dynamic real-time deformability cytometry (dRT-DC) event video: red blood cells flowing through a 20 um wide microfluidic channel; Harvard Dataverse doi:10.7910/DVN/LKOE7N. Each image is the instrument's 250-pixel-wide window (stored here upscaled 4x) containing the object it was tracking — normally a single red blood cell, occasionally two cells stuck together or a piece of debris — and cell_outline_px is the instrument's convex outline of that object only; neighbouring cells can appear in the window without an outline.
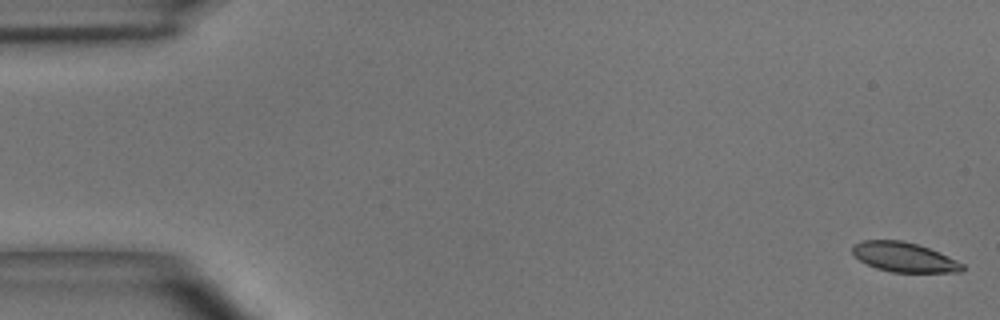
{"species": "common noctule bat (a hibernating species)", "species_latin": "Nyctalus noctula", "temperature_condition": "room temperature", "stored_images_in_passage": 49, "camera_frame_rate_fps": 3000, "um_per_image_px": 0.085, "animal": {"sex": "male", "body_mass_g": 15.6}, "frame": {"image": 1, "passage_image": 1, "time_ms": 0.0, "image_size_px": [1000, 320], "cell_outline_px": [[964, 268], [960, 272], [892, 272], [876, 268], [860, 260], [852, 252], [852, 248], [860, 240], [904, 240], [928, 248], [956, 260], [964, 264]], "centroid_in_image_um": [76.84, 21.85], "position_along_channel_um": 8.2, "area_um2": 18.73}}
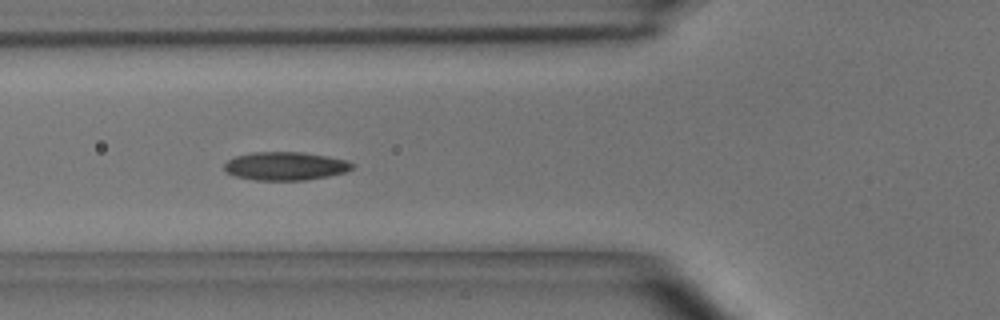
{"frame": {"image": 2, "passage_image": 18, "time_ms": 5.667, "image_size_px": [1000, 320], "cell_outline_px": [[356, 164], [352, 168], [344, 172], [328, 176], [304, 180], [256, 180], [236, 176], [224, 172], [224, 164], [228, 160], [236, 156], [252, 152], [304, 152], [328, 156], [348, 160]], "centroid_in_image_um": [24.26, 14.11], "position_along_channel_um": 101.5, "area_um2": 21.21}}
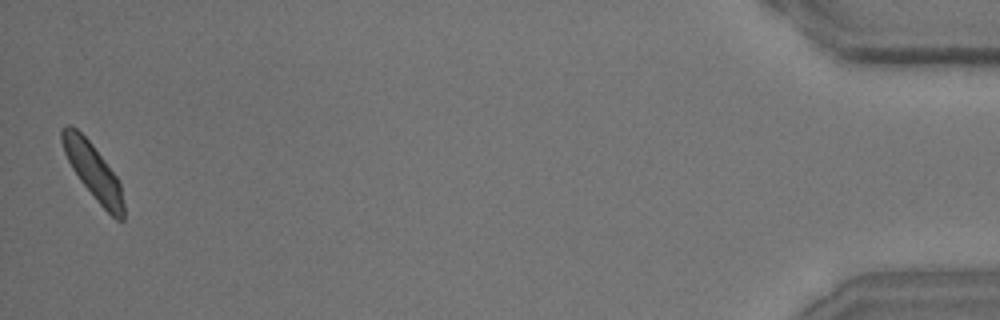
{"frame": {"image": 3, "passage_image": 49, "time_ms": 16.0, "image_size_px": [1000, 320], "cell_outline_px": [[124, 220], [116, 220], [96, 200], [80, 180], [72, 168], [64, 152], [60, 140], [60, 128], [68, 124], [76, 128], [92, 144], [116, 176], [120, 184], [124, 204]], "centroid_in_image_um": [7.9, 14.54], "position_along_channel_um": 427.3, "area_um2": 19.71}, "authors_computed_cell_mechanics": {"area_um2": 20.1144, "velocity_mm_per_s": 4.0263, "shape_relaxation_time_tau1_ms": 4.3866, "shape_relaxation_time_tau2_ms": 2.3478, "deformation_change_tau1": 0.1217, "deformation_change_tau2": 0.0785}}